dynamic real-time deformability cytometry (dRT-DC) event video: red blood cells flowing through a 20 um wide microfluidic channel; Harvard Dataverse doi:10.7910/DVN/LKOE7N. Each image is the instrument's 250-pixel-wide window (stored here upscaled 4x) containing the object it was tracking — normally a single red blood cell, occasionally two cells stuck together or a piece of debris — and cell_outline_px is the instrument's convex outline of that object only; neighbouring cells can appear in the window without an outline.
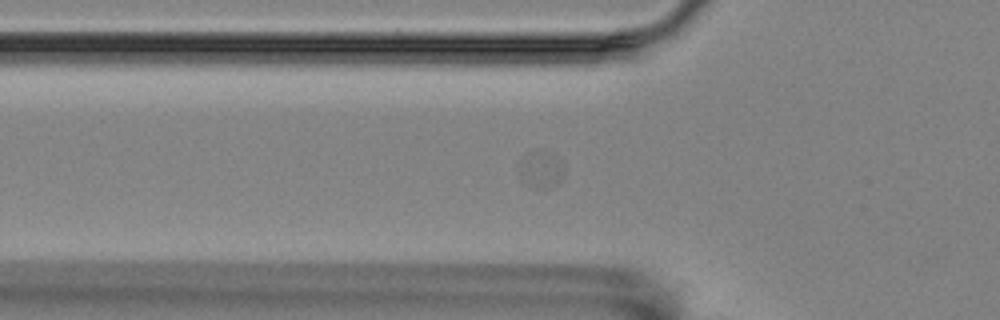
{"species": "Egyptian fruit bat (a non-hibernating species)", "species_latin": "Rousettus aegyptiacus", "temperature_condition": "room temperature", "stored_images_in_passage": 2, "camera_frame_rate_fps": 3000, "um_per_image_px": 0.085, "animal": {"sex": "female"}, "frame": {"image": 1, "passage_image": 2, "time_ms": 0.333, "image_size_px": [1000, 320], "cell_outline_px": [[564, 172], [560, 184], [552, 188], [536, 188], [524, 184], [520, 180], [520, 164], [528, 152], [540, 148], [544, 148], [564, 164]], "centroid_in_image_um": [46.01, 14.42], "position_along_channel_um": 79.8, "area_um2": 10.06}}